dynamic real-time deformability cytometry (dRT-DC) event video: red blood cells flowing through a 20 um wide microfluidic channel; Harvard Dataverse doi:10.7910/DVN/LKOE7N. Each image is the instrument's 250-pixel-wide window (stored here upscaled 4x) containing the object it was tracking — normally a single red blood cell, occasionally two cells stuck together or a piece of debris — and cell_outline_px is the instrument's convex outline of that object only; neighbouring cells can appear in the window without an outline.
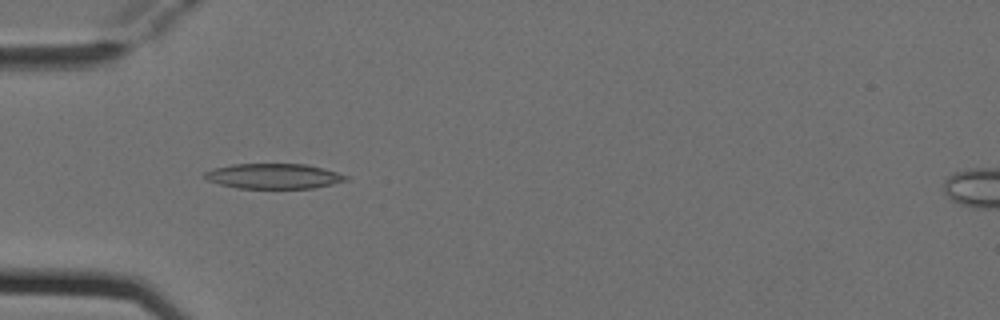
{"species": "Egyptian fruit bat (a non-hibernating species)", "species_latin": "Rousettus aegyptiacus", "temperature_condition": "cold", "stored_images_in_passage": 4, "camera_frame_rate_fps": 3000, "um_per_image_px": 0.085, "animal": {"sex": "female"}, "frame": {"image": 1, "passage_image": 4, "time_ms": 1.0, "image_size_px": [1000, 320], "cell_outline_px": [[348, 180], [332, 184], [312, 188], [236, 188], [220, 184], [208, 180], [204, 176], [204, 172], [212, 168], [232, 164], [304, 164], [336, 172], [348, 176]], "centroid_in_image_um": [23.22, 14.97], "position_along_channel_um": 61.8, "area_um2": 20.52}}